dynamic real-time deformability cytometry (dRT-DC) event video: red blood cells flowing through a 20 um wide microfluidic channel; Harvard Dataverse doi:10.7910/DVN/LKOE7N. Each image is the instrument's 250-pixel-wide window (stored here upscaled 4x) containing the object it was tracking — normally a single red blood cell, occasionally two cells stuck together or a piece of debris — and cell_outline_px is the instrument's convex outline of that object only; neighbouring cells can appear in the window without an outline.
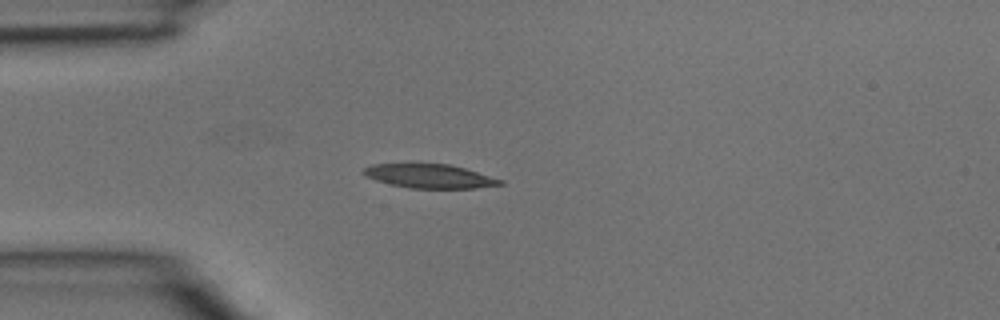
{"species": "common noctule bat (a hibernating species)", "species_latin": "Nyctalus noctula", "temperature_condition": "room temperature", "stored_images_in_passage": 3, "camera_frame_rate_fps": 3000, "um_per_image_px": 0.085, "animal": {"sex": "male", "body_mass_g": 15.6}, "frame": {"image": 1, "passage_image": 3, "time_ms": 0.667, "image_size_px": [1000, 320], "cell_outline_px": [[504, 184], [476, 188], [408, 188], [376, 180], [364, 176], [360, 172], [364, 168], [372, 164], [448, 164], [464, 168], [504, 180]], "centroid_in_image_um": [36.5, 14.97], "position_along_channel_um": 48.5, "area_um2": 18.96}}